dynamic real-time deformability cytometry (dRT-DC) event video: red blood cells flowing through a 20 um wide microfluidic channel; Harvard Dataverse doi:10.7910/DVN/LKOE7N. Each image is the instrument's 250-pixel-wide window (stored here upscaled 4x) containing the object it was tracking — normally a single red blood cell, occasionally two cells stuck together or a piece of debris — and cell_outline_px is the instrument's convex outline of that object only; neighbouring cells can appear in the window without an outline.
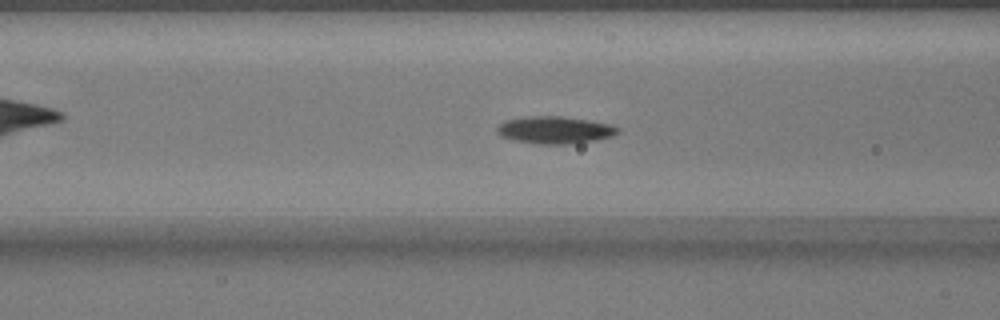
{"species": "common noctule bat (a hibernating species)", "species_latin": "Nyctalus noctula", "temperature_condition": "warm", "stored_images_in_passage": 38, "camera_frame_rate_fps": 3000, "um_per_image_px": 0.085, "animal": {"sex": "male", "body_mass_g": 17.9}, "frame": {"image": 1, "passage_image": 7, "time_ms": 2.0, "image_size_px": [1000, 320], "cell_outline_px": [[620, 132], [612, 136], [596, 140], [572, 144], [540, 144], [516, 140], [500, 136], [496, 132], [496, 128], [504, 120], [528, 116], [560, 116], [588, 120], [612, 124], [620, 128]], "centroid_in_image_um": [47.18, 11.04], "position_along_channel_um": 119.4, "area_um2": 19.31}}
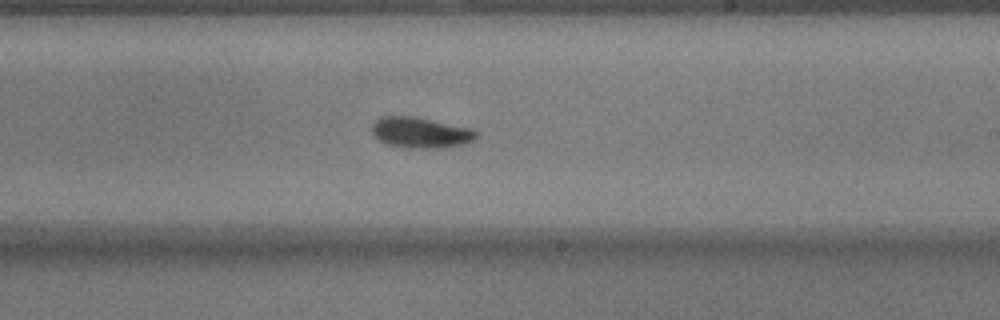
{"frame": {"image": 2, "passage_image": 17, "time_ms": 5.333, "image_size_px": [1000, 320], "cell_outline_px": [[480, 132], [472, 140], [464, 144], [444, 148], [404, 148], [388, 144], [372, 136], [372, 124], [380, 116], [416, 116], [472, 128]], "centroid_in_image_um": [35.75, 11.26], "position_along_channel_um": 253.2, "area_um2": 19.02}}
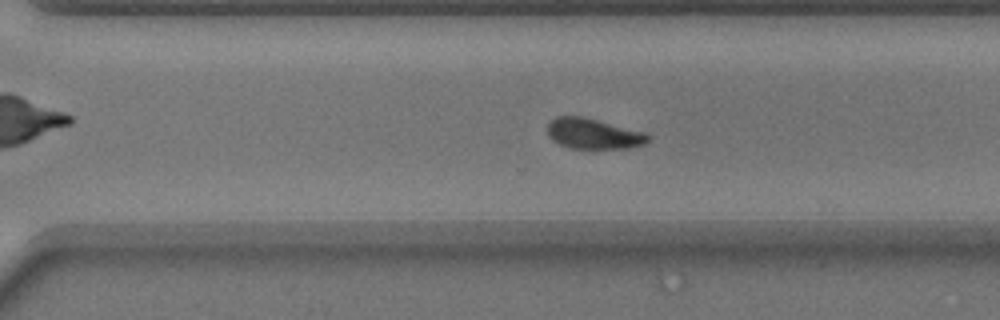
{"frame": {"image": 3, "passage_image": 22, "time_ms": 7.0, "image_size_px": [1000, 320], "cell_outline_px": [[652, 136], [644, 144], [628, 148], [572, 148], [560, 144], [552, 140], [548, 136], [548, 124], [556, 116], [580, 116], [648, 132]], "centroid_in_image_um": [50.48, 11.36], "position_along_channel_um": 320.1, "area_um2": 17.86}}